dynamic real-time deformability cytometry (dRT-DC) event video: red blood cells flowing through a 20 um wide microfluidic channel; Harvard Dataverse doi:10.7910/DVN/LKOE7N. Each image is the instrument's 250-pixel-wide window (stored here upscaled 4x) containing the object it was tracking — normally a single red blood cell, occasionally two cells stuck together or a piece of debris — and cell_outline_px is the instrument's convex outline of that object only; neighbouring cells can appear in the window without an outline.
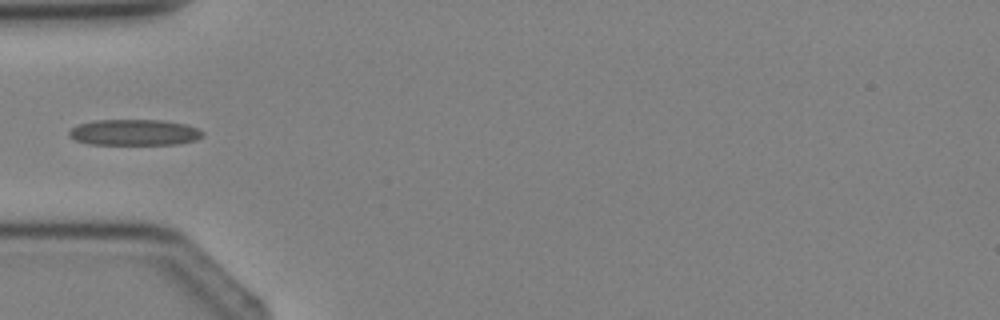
{"species": "Egyptian fruit bat (a non-hibernating species)", "species_latin": "Rousettus aegyptiacus", "temperature_condition": "cold", "stored_images_in_passage": 3, "camera_frame_rate_fps": 3000, "um_per_image_px": 0.085, "animal": {"sex": "female"}, "frame": {"image": 1, "passage_image": 3, "time_ms": 2.333, "image_size_px": [1000, 320], "cell_outline_px": [[204, 136], [196, 140], [176, 144], [88, 144], [76, 140], [68, 136], [68, 132], [76, 124], [92, 120], [164, 120], [188, 124], [204, 132]], "centroid_in_image_um": [11.41, 11.24], "position_along_channel_um": 73.6, "area_um2": 20.46}}